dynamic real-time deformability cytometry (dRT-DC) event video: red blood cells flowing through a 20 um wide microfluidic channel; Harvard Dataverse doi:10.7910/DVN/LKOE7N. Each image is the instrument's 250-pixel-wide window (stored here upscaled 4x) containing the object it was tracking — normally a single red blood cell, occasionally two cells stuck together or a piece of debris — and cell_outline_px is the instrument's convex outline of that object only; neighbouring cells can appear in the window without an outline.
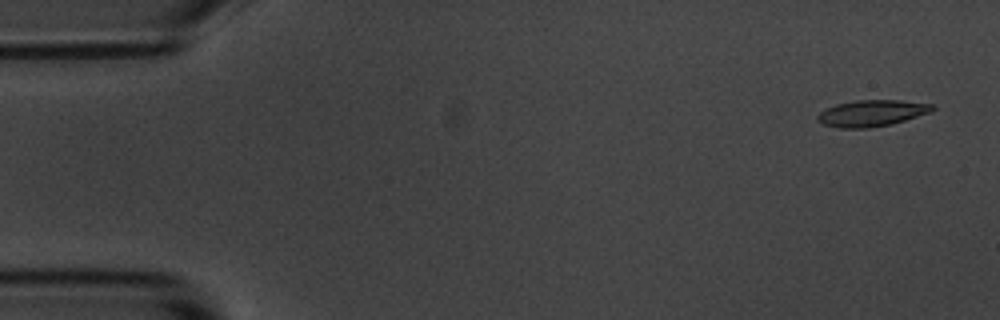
{"species": "common noctule bat (a hibernating species)", "species_latin": "Nyctalus noctula", "temperature_condition": "room temperature", "stored_images_in_passage": 6, "camera_frame_rate_fps": 3000, "um_per_image_px": 0.085, "animal": {"sex": "male", "body_mass_g": 20.1, "forearm_length_mm": 53.5}, "frame": {"image": 1, "passage_image": 1, "time_ms": 0.0, "image_size_px": [1000, 320], "cell_outline_px": [[936, 108], [932, 112], [892, 124], [868, 128], [840, 128], [824, 124], [816, 120], [816, 116], [820, 112], [836, 104], [856, 100], [900, 100], [932, 104]], "centroid_in_image_um": [74.12, 9.62], "position_along_channel_um": 10.9, "area_um2": 17.69}}
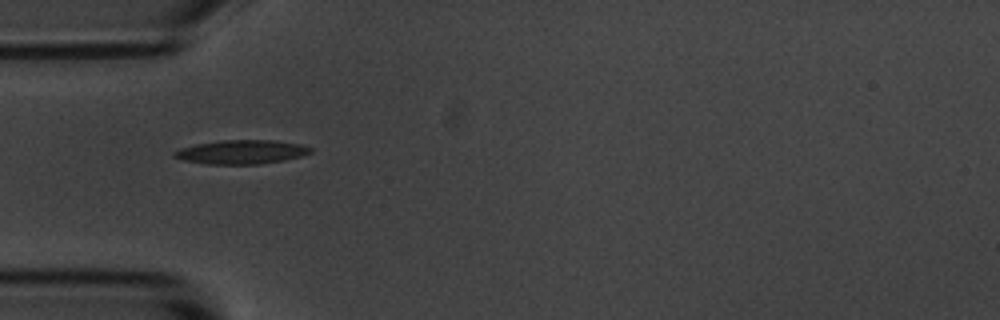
{"frame": {"image": 2, "passage_image": 4, "time_ms": 4.667, "image_size_px": [1000, 320], "cell_outline_px": [[312, 152], [300, 156], [284, 160], [260, 164], [204, 164], [184, 160], [172, 156], [172, 152], [180, 148], [196, 144], [224, 140], [272, 140], [300, 144], [312, 148]], "centroid_in_image_um": [20.5, 12.92], "position_along_channel_um": 64.5, "area_um2": 18.96}}
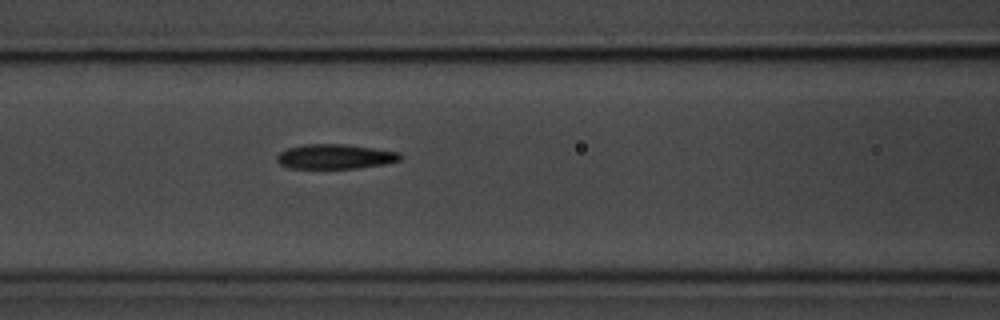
{"frame": {"image": 3, "passage_image": 6, "time_ms": 6.667, "image_size_px": [1000, 320], "cell_outline_px": [[404, 156], [400, 160], [384, 164], [356, 168], [288, 168], [280, 164], [276, 160], [276, 156], [280, 152], [288, 148], [304, 144], [344, 144], [400, 152]], "centroid_in_image_um": [28.48, 13.31], "position_along_channel_um": 138.1, "area_um2": 17.74}}